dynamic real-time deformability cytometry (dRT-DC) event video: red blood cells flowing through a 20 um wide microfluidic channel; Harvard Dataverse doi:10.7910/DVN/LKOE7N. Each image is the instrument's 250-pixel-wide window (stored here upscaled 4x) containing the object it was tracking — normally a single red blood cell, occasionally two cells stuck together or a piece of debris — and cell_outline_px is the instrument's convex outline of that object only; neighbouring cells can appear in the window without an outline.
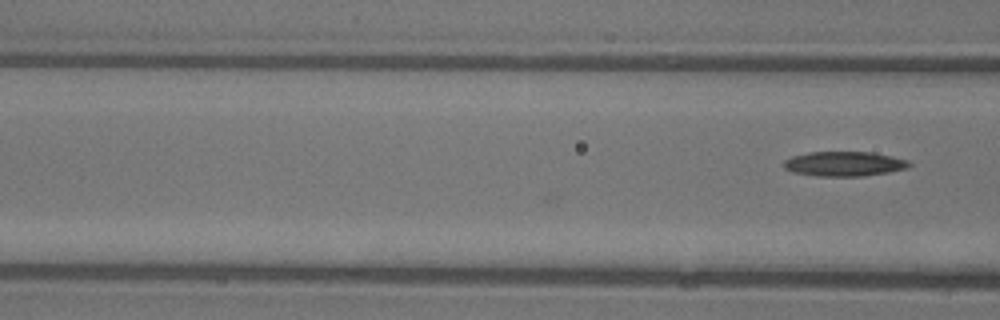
{"species": "common noctule bat (a hibernating species)", "species_latin": "Nyctalus noctula", "temperature_condition": "warm", "stored_images_in_passage": 3, "camera_frame_rate_fps": 3000, "um_per_image_px": 0.085, "animal": {"sex": "female"}, "frame": {"image": 1, "passage_image": 3, "time_ms": 0.667, "image_size_px": [1000, 320], "cell_outline_px": [[912, 164], [908, 168], [888, 172], [860, 176], [820, 176], [796, 172], [784, 168], [784, 160], [792, 156], [808, 152], [872, 152], [892, 156], [908, 160]], "centroid_in_image_um": [71.79, 13.91], "position_along_channel_um": 94.8, "area_um2": 17.92}}